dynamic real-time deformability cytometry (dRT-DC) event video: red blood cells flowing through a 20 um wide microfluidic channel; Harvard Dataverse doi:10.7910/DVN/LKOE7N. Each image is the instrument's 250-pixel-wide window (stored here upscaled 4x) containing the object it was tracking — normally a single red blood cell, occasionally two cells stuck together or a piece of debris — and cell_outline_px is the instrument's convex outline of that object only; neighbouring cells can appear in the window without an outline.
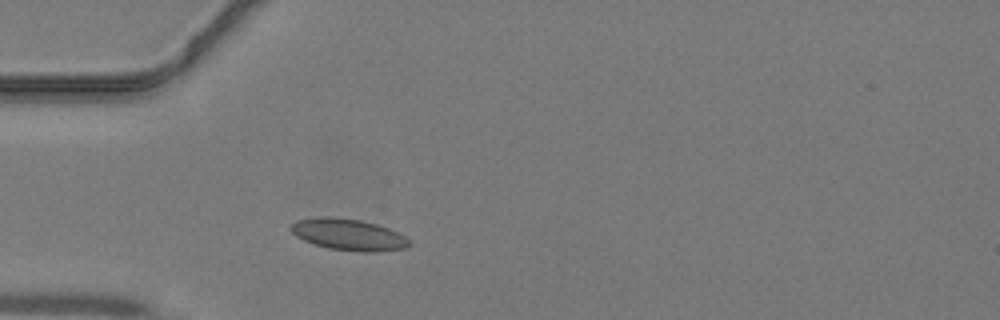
{"species": "common noctule bat (a hibernating species)", "species_latin": "Nyctalus noctula", "temperature_condition": "warm", "stored_images_in_passage": 35, "camera_frame_rate_fps": 3000, "um_per_image_px": 0.085, "animal": {"sex": "male", "body_mass_g": 19.2, "forearm_length_mm": 51.8}, "frame": {"image": 1, "passage_image": 6, "time_ms": 1.667, "image_size_px": [1000, 320], "cell_outline_px": [[412, 244], [404, 248], [376, 252], [360, 252], [328, 248], [304, 240], [296, 236], [288, 228], [296, 220], [320, 216], [328, 216], [360, 220], [376, 224], [388, 228], [404, 236]], "centroid_in_image_um": [29.59, 19.93], "position_along_channel_um": 55.4, "area_um2": 21.62}}
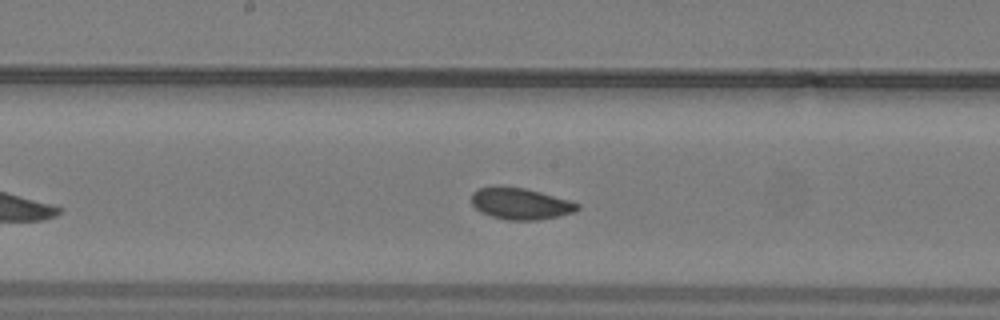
{"frame": {"image": 2, "passage_image": 16, "time_ms": 5.0, "image_size_px": [1000, 320], "cell_outline_px": [[580, 208], [576, 212], [560, 216], [536, 220], [508, 220], [492, 216], [480, 212], [472, 204], [472, 192], [476, 188], [496, 184], [500, 184], [524, 188], [572, 200], [580, 204]], "centroid_in_image_um": [44.24, 17.28], "position_along_channel_um": 204.0, "area_um2": 20.0}}
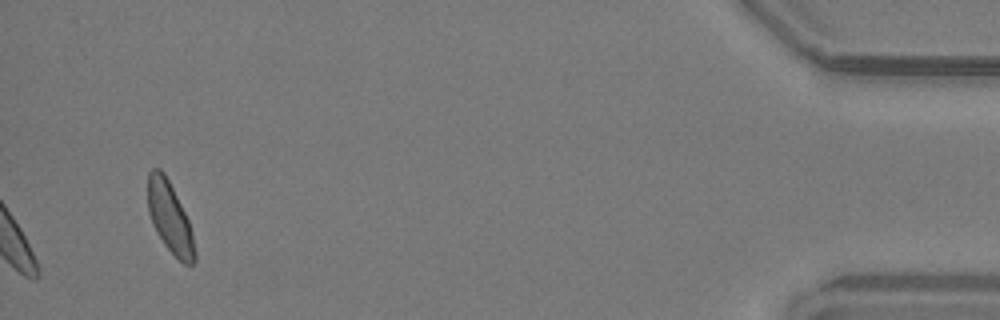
{"frame": {"image": 3, "passage_image": 35, "time_ms": 11.333, "image_size_px": [1000, 320], "cell_outline_px": [[196, 260], [192, 264], [184, 264], [164, 244], [156, 232], [152, 224], [148, 212], [148, 172], [152, 168], [160, 168], [164, 172], [188, 220], [192, 232], [196, 252]], "centroid_in_image_um": [14.42, 18.49], "position_along_channel_um": 420.8, "area_um2": 19.13}}